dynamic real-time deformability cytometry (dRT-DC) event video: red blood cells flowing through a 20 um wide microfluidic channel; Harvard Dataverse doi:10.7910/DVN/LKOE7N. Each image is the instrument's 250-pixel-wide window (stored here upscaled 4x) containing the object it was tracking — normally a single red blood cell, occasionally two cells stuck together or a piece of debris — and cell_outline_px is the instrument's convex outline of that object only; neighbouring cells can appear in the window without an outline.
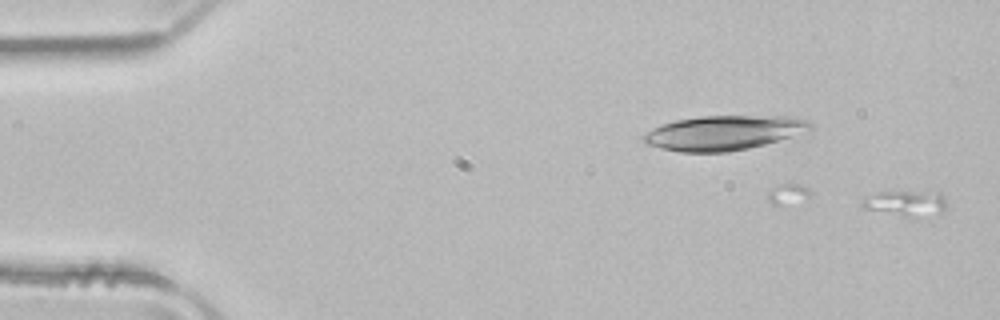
{"species": "common noctule bat (a hibernating species)", "species_latin": "Nyctalus noctula", "temperature_condition": "room temperature", "stored_images_in_passage": 15, "camera_frame_rate_fps": 3000, "um_per_image_px": 0.085, "animal": {"sex": "male", "body_mass_g": 21.5, "forearm_length_mm": 52.0}, "frame": {"image": 1, "passage_image": 1, "time_ms": 0.0, "image_size_px": [1000, 320], "cell_outline_px": [[948, 208], [940, 212], [908, 216], [904, 216], [860, 208], [860, 204], [864, 196], [880, 192], [940, 192], [948, 204]], "centroid_in_image_um": [76.94, 17.25], "position_along_channel_um": 8.1, "area_um2": 12.37}}